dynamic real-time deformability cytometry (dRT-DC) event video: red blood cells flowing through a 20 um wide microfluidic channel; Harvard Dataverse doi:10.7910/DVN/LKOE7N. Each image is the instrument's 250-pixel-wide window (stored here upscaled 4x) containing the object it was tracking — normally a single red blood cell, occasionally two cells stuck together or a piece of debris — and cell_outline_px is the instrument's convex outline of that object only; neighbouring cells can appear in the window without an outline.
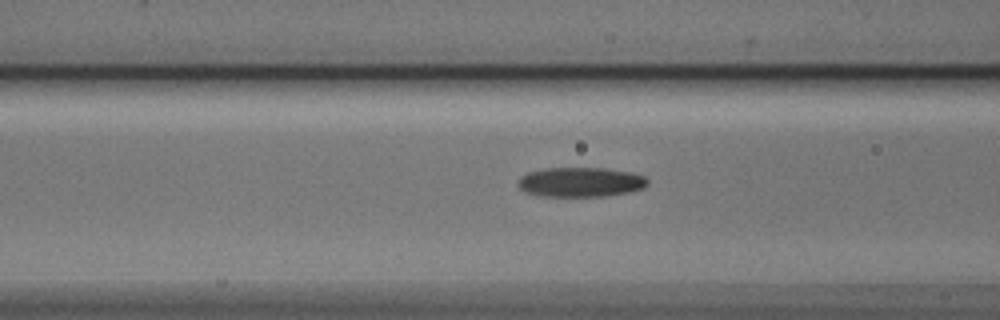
{"species": "Egyptian fruit bat (a non-hibernating species)", "species_latin": "Rousettus aegyptiacus", "temperature_condition": "cold", "stored_images_in_passage": 8, "camera_frame_rate_fps": 3000, "um_per_image_px": 0.085, "animal": {"sex": "male"}, "frame": {"image": 1, "passage_image": 6, "time_ms": 1.667, "image_size_px": [1000, 320], "cell_outline_px": [[648, 184], [644, 188], [628, 192], [604, 196], [536, 196], [520, 188], [516, 184], [516, 180], [520, 176], [528, 172], [544, 168], [604, 168], [632, 172], [644, 176], [648, 180]], "centroid_in_image_um": [49.32, 15.47], "position_along_channel_um": 117.3, "area_um2": 22.54}}